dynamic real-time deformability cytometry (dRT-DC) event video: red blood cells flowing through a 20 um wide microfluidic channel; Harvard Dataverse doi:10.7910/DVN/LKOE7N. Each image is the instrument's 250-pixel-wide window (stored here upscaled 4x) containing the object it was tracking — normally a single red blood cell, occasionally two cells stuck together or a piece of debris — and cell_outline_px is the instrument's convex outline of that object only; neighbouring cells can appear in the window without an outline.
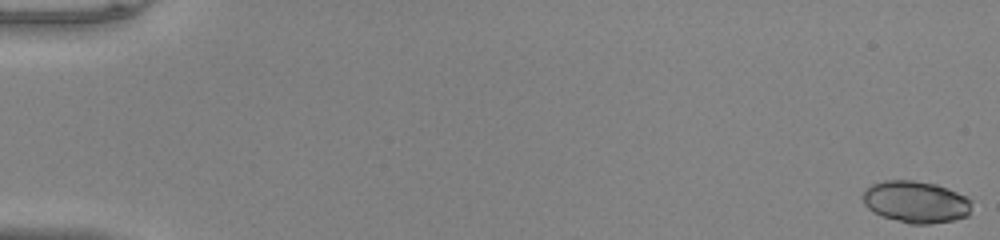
{"species": "common noctule bat (a hibernating species)", "species_latin": "Nyctalus noctula", "temperature_condition": "warm", "stored_images_in_passage": 51, "camera_frame_rate_fps": 3000, "um_per_image_px": 0.085, "animal": {"sex": "male", "body_mass_g": 20.0, "forearm_length_mm": 53.3}, "frame": {"image": 1, "passage_image": 1, "time_ms": 0.0, "image_size_px": [1000, 240], "cell_outline_px": [[972, 200], [968, 216], [952, 220], [928, 224], [912, 224], [880, 216], [872, 212], [864, 204], [860, 196], [864, 188], [872, 184], [884, 180], [912, 180], [936, 184], [948, 188], [968, 196]], "centroid_in_image_um": [77.81, 17.15], "position_along_channel_um": 7.2, "area_um2": 26.99}}
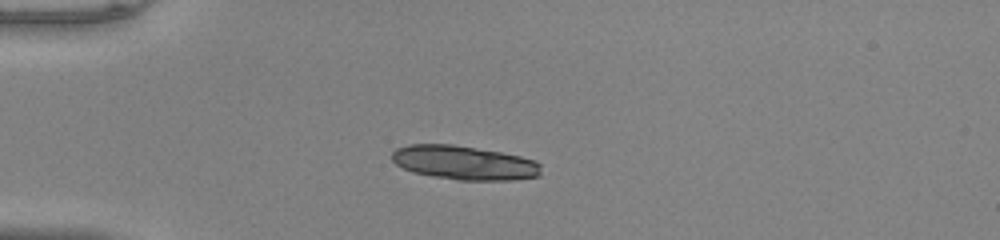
{"frame": {"image": 2, "passage_image": 15, "time_ms": 4.667, "image_size_px": [1000, 240], "cell_outline_px": [[540, 176], [512, 180], [456, 180], [432, 176], [412, 172], [396, 164], [392, 160], [392, 152], [396, 148], [408, 144], [452, 144], [500, 152], [520, 156], [536, 160], [540, 164]], "centroid_in_image_um": [39.45, 13.83], "position_along_channel_um": 45.6, "area_um2": 29.65}}